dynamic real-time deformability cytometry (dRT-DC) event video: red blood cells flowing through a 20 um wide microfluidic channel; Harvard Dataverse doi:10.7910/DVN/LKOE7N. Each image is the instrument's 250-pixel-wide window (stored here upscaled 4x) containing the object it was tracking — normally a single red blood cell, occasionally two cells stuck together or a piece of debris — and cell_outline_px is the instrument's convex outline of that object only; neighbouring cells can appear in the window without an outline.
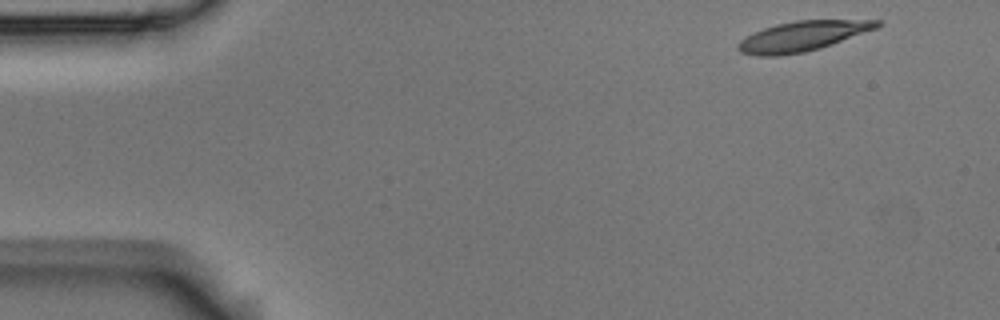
{"species": "Egyptian fruit bat (a non-hibernating species)", "species_latin": "Rousettus aegyptiacus", "temperature_condition": "room temperature", "stored_images_in_passage": 51, "camera_frame_rate_fps": 3000, "um_per_image_px": 0.085, "animal": {"sex": "male"}, "frame": {"image": 1, "passage_image": 1, "time_ms": 0.0, "image_size_px": [1000, 320], "cell_outline_px": [[884, 24], [880, 28], [820, 48], [804, 52], [776, 56], [760, 56], [740, 52], [736, 48], [736, 44], [740, 40], [764, 28], [776, 24], [796, 20], [884, 20]], "centroid_in_image_um": [68.28, 3.06], "position_along_channel_um": 16.7, "area_um2": 24.39}}
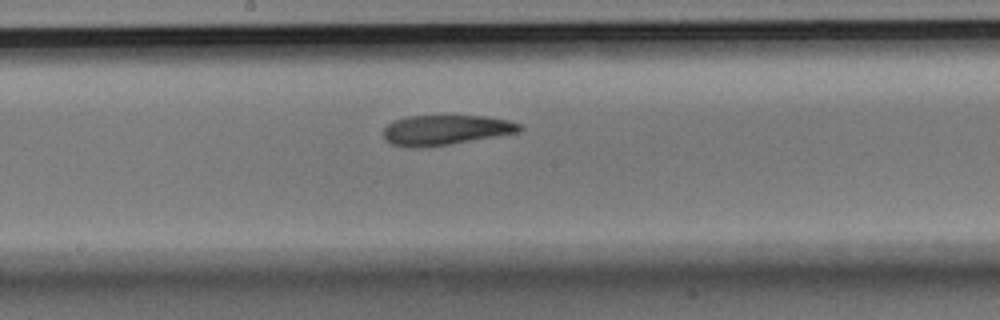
{"frame": {"image": 2, "passage_image": 25, "time_ms": 8.0, "image_size_px": [1000, 320], "cell_outline_px": [[524, 128], [520, 132], [452, 144], [424, 148], [408, 148], [392, 144], [384, 140], [384, 128], [388, 124], [396, 120], [408, 116], [484, 116], [508, 120], [520, 124]], "centroid_in_image_um": [37.87, 11.07], "position_along_channel_um": 210.3, "area_um2": 23.99}}
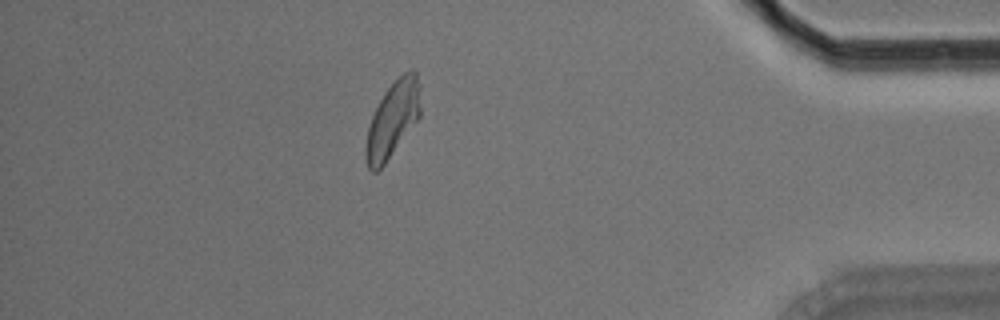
{"frame": {"image": 3, "passage_image": 44, "time_ms": 14.333, "image_size_px": [1000, 320], "cell_outline_px": [[420, 116], [384, 164], [376, 172], [372, 172], [368, 168], [364, 156], [364, 148], [368, 128], [372, 116], [384, 92], [404, 72], [412, 68], [416, 72], [420, 84]], "centroid_in_image_um": [33.37, 10.15], "position_along_channel_um": 401.8, "area_um2": 23.99}, "authors_computed_cell_mechanics": {"area_um2": 24.3916, "velocity_mm_per_s": 3.6686, "shape_relaxation_time_tau1_ms": 4.9065, "shape_relaxation_time_tau2_ms": 4.9665, "deformation_change_tau1": 0.1823, "deformation_change_tau2": 0.1287}}